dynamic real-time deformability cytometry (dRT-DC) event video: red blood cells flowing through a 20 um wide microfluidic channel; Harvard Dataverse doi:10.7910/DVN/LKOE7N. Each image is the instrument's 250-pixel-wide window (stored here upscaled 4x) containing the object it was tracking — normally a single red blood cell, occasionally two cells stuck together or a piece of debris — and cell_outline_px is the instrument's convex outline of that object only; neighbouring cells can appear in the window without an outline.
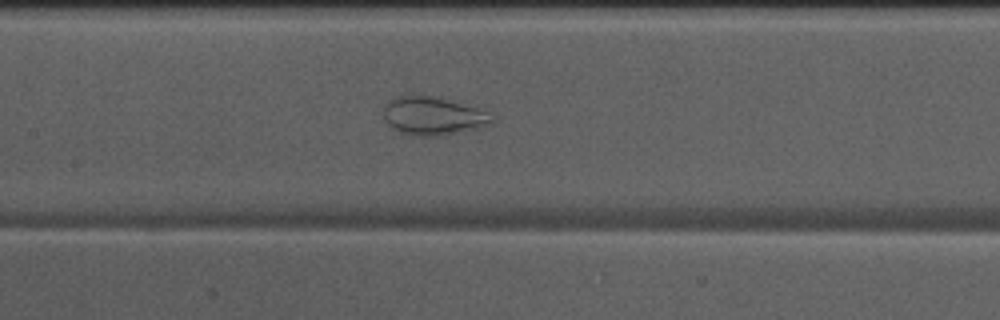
{"species": "Egyptian fruit bat (a non-hibernating species)", "species_latin": "Rousettus aegyptiacus", "temperature_condition": "warm", "stored_images_in_passage": 49, "camera_frame_rate_fps": 3000, "um_per_image_px": 0.085, "animal": {"sex": "male"}, "frame": {"image": 1, "passage_image": 22, "time_ms": 7.0, "image_size_px": [1000, 320], "cell_outline_px": [[492, 124], [444, 136], [412, 136], [400, 132], [392, 128], [384, 120], [384, 104], [388, 100], [400, 96], [432, 96], [492, 108]], "centroid_in_image_um": [36.91, 9.85], "position_along_channel_um": 170.5, "area_um2": 24.97}}
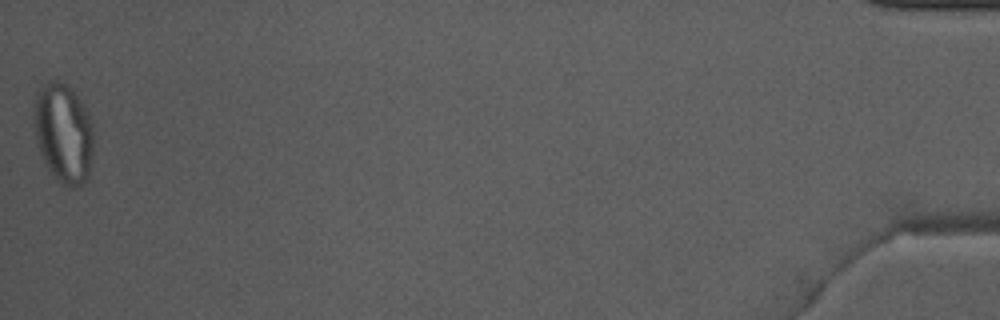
{"frame": {"image": 2, "passage_image": 49, "time_ms": 16.0, "image_size_px": [1000, 320], "cell_outline_px": [[92, 156], [88, 176], [84, 184], [72, 188], [68, 188], [48, 168], [40, 152], [36, 136], [36, 92], [48, 80], [56, 80], [72, 88], [84, 104], [92, 124]], "centroid_in_image_um": [5.43, 11.3], "position_along_channel_um": 429.8, "area_um2": 33.99}}